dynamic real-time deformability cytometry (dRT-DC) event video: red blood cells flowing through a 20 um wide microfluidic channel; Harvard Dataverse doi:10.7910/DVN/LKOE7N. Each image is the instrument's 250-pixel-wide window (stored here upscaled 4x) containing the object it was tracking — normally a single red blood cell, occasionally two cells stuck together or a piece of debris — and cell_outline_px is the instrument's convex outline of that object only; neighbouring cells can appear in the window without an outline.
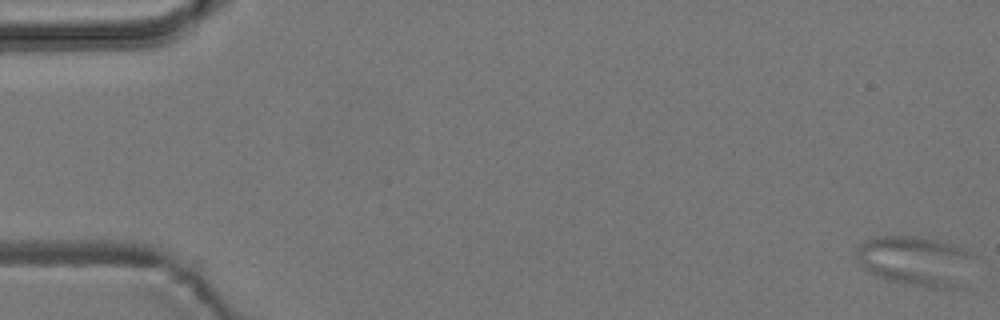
{"species": "common noctule bat (a hibernating species)", "species_latin": "Nyctalus noctula", "temperature_condition": "room temperature", "stored_images_in_passage": 9, "camera_frame_rate_fps": 3000, "um_per_image_px": 0.085, "animal": {"sex": "male", "body_mass_g": 19.2, "forearm_length_mm": 51.8}, "frame": {"image": 1, "passage_image": 1, "time_ms": 0.0, "image_size_px": [1000, 320], "cell_outline_px": [[972, 256], [960, 288], [932, 288], [908, 284], [888, 280], [876, 276], [864, 268], [860, 264], [856, 256], [856, 248], [864, 240], [876, 236], [916, 236], [940, 240], [964, 248], [972, 252]], "centroid_in_image_um": [77.78, 22.16], "position_along_channel_um": 7.2, "area_um2": 34.1}}
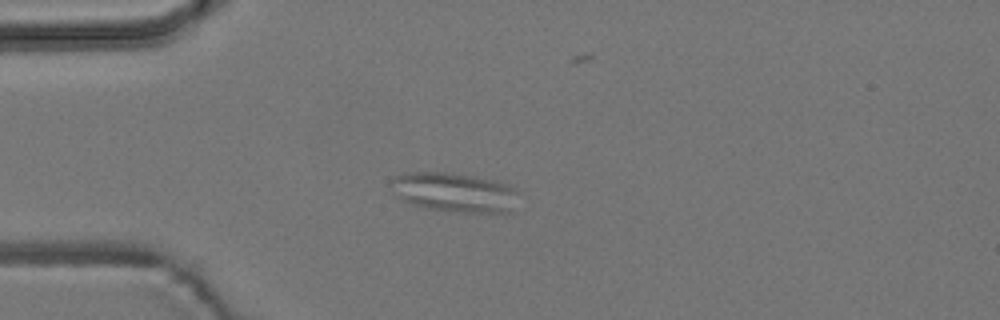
{"frame": {"image": 2, "passage_image": 5, "time_ms": 4.667, "image_size_px": [1000, 320], "cell_outline_px": [[516, 192], [512, 212], [504, 216], [424, 208], [400, 200], [396, 196], [392, 180], [396, 176], [404, 172], [448, 172], [476, 176], [508, 184], [516, 188]], "centroid_in_image_um": [38.69, 16.38], "position_along_channel_um": 46.3, "area_um2": 29.82}}
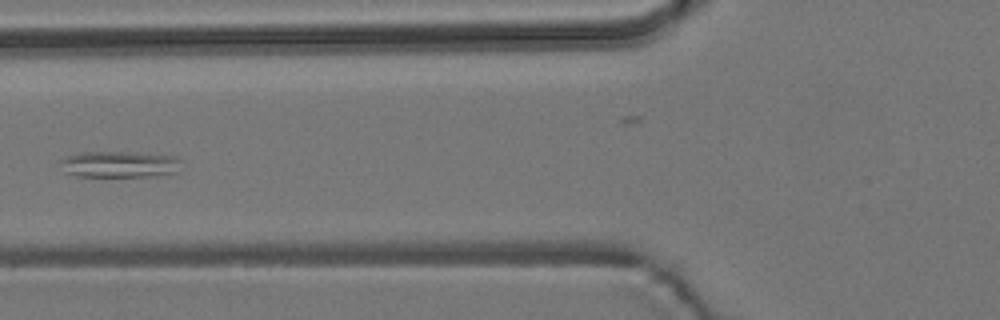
{"frame": {"image": 3, "passage_image": 7, "time_ms": 7.0, "image_size_px": [1000, 320], "cell_outline_px": [[180, 160], [176, 172], [160, 176], [76, 176], [64, 172], [60, 160], [68, 156], [80, 152], [128, 152], [176, 156]], "centroid_in_image_um": [10.14, 13.97], "position_along_channel_um": 115.7, "area_um2": 18.44}}